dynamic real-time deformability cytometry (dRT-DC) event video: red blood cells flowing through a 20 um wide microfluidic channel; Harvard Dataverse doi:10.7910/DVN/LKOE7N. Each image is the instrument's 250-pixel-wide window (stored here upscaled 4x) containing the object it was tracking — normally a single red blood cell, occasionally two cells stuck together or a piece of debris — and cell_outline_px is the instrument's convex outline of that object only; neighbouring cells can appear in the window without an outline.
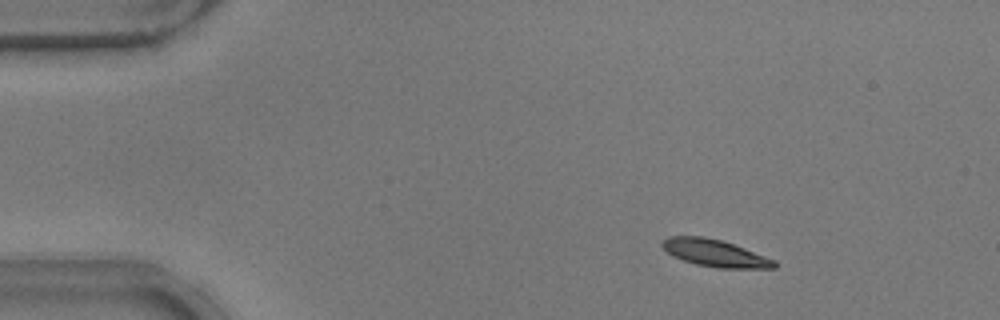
{"species": "common noctule bat (a hibernating species)", "species_latin": "Nyctalus noctula", "temperature_condition": "warm", "stored_images_in_passage": 52, "camera_frame_rate_fps": 3000, "um_per_image_px": 0.085, "animal": {"sex": "male", "body_mass_g": 17.9}, "frame": {"image": 1, "passage_image": 7, "time_ms": 2.0, "image_size_px": [1000, 320], "cell_outline_px": [[776, 268], [720, 268], [696, 264], [684, 260], [668, 252], [660, 244], [668, 236], [704, 236], [720, 240], [744, 248], [776, 260]], "centroid_in_image_um": [60.79, 21.51], "position_along_channel_um": 24.2, "area_um2": 17.4}}
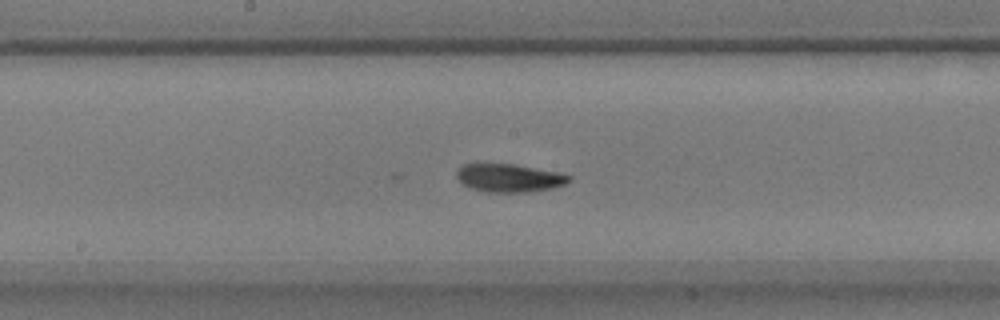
{"frame": {"image": 2, "passage_image": 27, "time_ms": 8.667, "image_size_px": [1000, 320], "cell_outline_px": [[572, 180], [564, 184], [552, 188], [532, 192], [484, 192], [472, 188], [464, 184], [456, 176], [456, 172], [464, 164], [516, 164], [556, 172], [572, 176]], "centroid_in_image_um": [43.31, 15.13], "position_along_channel_um": 204.9, "area_um2": 18.32}}
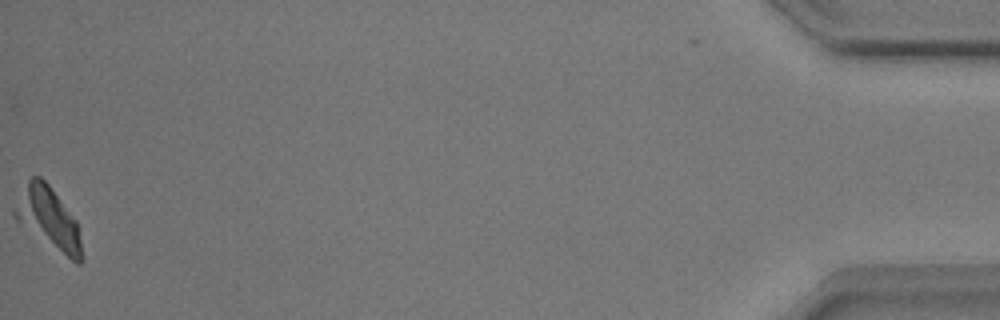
{"frame": {"image": 3, "passage_image": 52, "time_ms": 17.0, "image_size_px": [1000, 320], "cell_outline_px": [[84, 260], [80, 264], [76, 264], [16, 220], [12, 216], [12, 208], [28, 180], [32, 176], [40, 176], [48, 184], [76, 220], [84, 256]], "centroid_in_image_um": [4.13, 18.58], "position_along_channel_um": 431.1, "area_um2": 23.64}}